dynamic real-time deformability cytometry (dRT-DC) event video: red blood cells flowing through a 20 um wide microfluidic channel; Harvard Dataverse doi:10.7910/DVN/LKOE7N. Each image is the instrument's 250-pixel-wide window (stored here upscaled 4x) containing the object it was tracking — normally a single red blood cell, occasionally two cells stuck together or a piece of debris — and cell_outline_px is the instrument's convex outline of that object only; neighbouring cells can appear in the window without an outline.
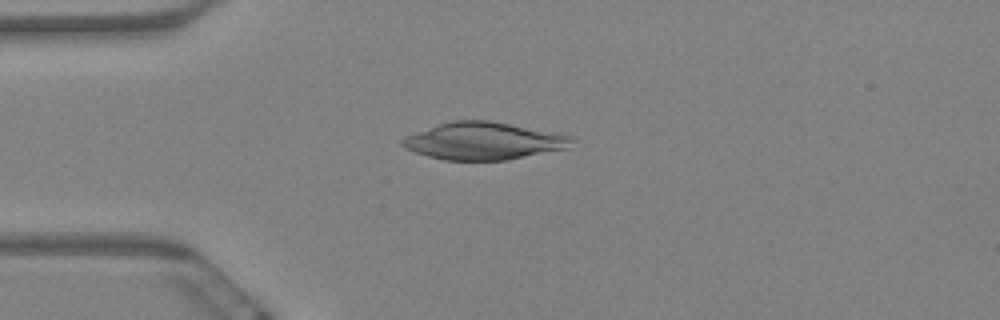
{"species": "Egyptian fruit bat (a non-hibernating species)", "species_latin": "Rousettus aegyptiacus", "temperature_condition": "warm", "stored_images_in_passage": 7, "camera_frame_rate_fps": 3000, "um_per_image_px": 0.085, "animal": {"sex": "female"}, "frame": {"image": 1, "passage_image": 5, "time_ms": 1.333, "image_size_px": [1000, 320], "cell_outline_px": [[576, 140], [572, 148], [508, 160], [444, 160], [428, 156], [404, 148], [400, 144], [400, 140], [404, 136], [452, 120], [488, 120], [556, 132], [572, 136]], "centroid_in_image_um": [41.18, 11.99], "position_along_channel_um": 43.8, "area_um2": 37.22}}
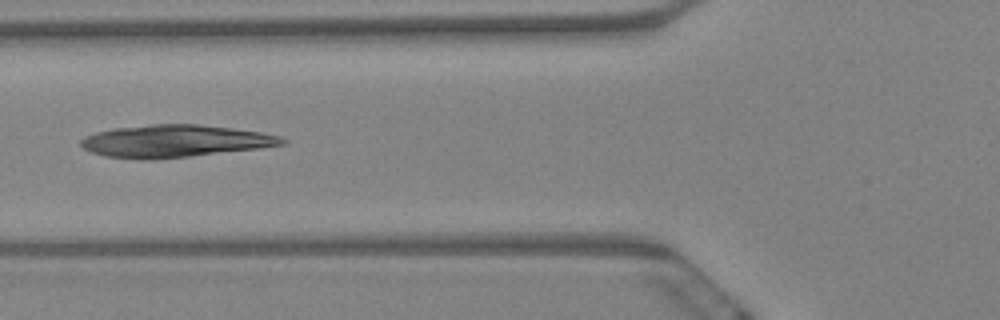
{"frame": {"image": 2, "passage_image": 7, "time_ms": 2.0, "image_size_px": [1000, 320], "cell_outline_px": [[288, 140], [284, 144], [260, 148], [152, 160], [140, 160], [104, 156], [92, 152], [84, 148], [80, 144], [80, 140], [84, 136], [96, 132], [112, 128], [152, 124], [200, 124], [232, 128], [260, 132], [280, 136]], "centroid_in_image_um": [14.82, 11.99], "position_along_channel_um": 111.0, "area_um2": 37.97}}